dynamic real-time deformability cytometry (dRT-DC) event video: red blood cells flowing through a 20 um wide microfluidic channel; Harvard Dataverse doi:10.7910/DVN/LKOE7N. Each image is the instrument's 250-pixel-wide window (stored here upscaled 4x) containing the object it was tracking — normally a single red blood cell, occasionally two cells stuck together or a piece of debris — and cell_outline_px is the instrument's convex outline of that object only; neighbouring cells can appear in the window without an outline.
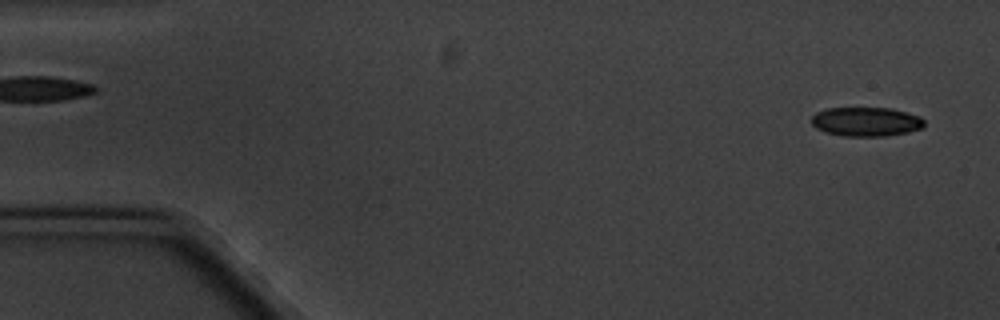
{"species": "common noctule bat (a hibernating species)", "species_latin": "Nyctalus noctula", "temperature_condition": "cold", "stored_images_in_passage": 4, "segment_of_instrument_passage": [2, 2], "camera_frame_rate_fps": 3000, "um_per_image_px": 0.085, "animal": {"sex": "male", "body_mass_g": 20.1, "forearm_length_mm": 53.5}, "frame": {"image": 1, "passage_image": 4, "time_ms": 4.333, "image_size_px": [1000, 320], "cell_outline_px": [[924, 128], [908, 132], [884, 136], [844, 136], [824, 132], [816, 128], [812, 124], [812, 116], [816, 112], [824, 108], [892, 108], [920, 116], [924, 120]], "centroid_in_image_um": [73.62, 10.34], "position_along_channel_um": 11.4, "area_um2": 19.31}}